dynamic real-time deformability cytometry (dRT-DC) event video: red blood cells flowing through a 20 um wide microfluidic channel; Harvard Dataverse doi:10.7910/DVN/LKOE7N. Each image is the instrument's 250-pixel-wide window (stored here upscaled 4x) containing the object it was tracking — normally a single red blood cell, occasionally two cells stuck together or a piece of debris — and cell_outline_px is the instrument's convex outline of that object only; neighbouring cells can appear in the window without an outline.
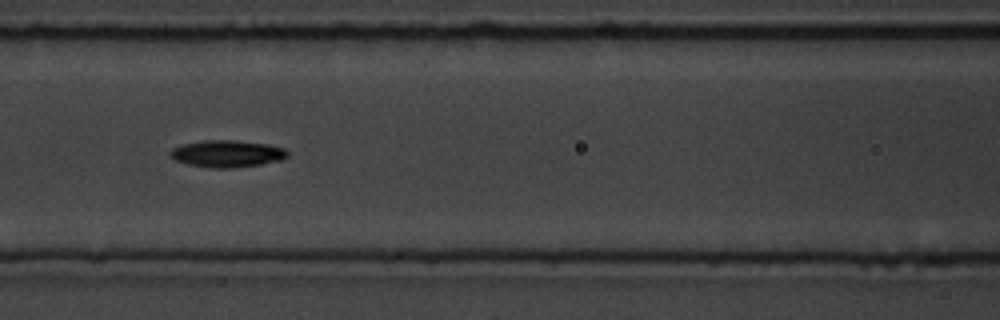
{"species": "common noctule bat (a hibernating species)", "species_latin": "Nyctalus noctula", "temperature_condition": "room temperature", "stored_images_in_passage": 11, "camera_frame_rate_fps": 3000, "um_per_image_px": 0.085, "animal": {"sex": "male", "body_mass_g": 19.5, "forearm_length_mm": 54.6}, "frame": {"image": 1, "passage_image": 7, "time_ms": 7.0, "image_size_px": [1000, 320], "cell_outline_px": [[288, 156], [280, 160], [260, 164], [228, 168], [212, 168], [188, 164], [176, 160], [168, 152], [172, 148], [184, 144], [204, 140], [236, 140], [268, 144], [284, 148], [288, 152]], "centroid_in_image_um": [19.31, 13.05], "position_along_channel_um": 147.3, "area_um2": 18.26}}
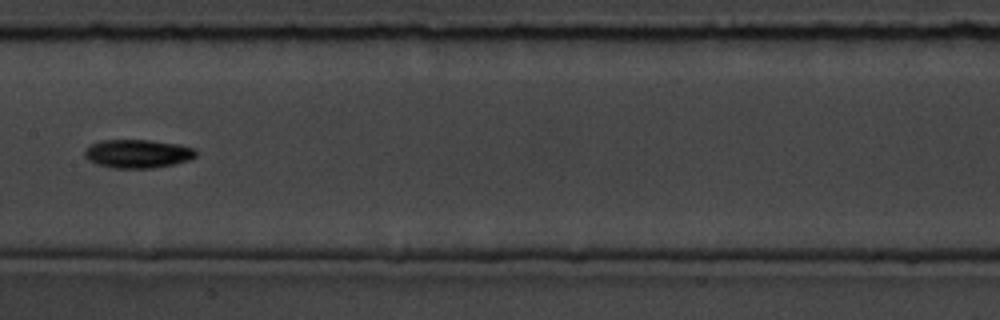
{"frame": {"image": 2, "passage_image": 8, "time_ms": 8.333, "image_size_px": [1000, 320], "cell_outline_px": [[196, 156], [192, 160], [152, 168], [112, 168], [96, 164], [88, 160], [84, 156], [84, 152], [92, 144], [100, 140], [148, 140], [180, 144], [192, 148], [196, 152]], "centroid_in_image_um": [11.7, 13.07], "position_along_channel_um": 195.7, "area_um2": 18.5}}
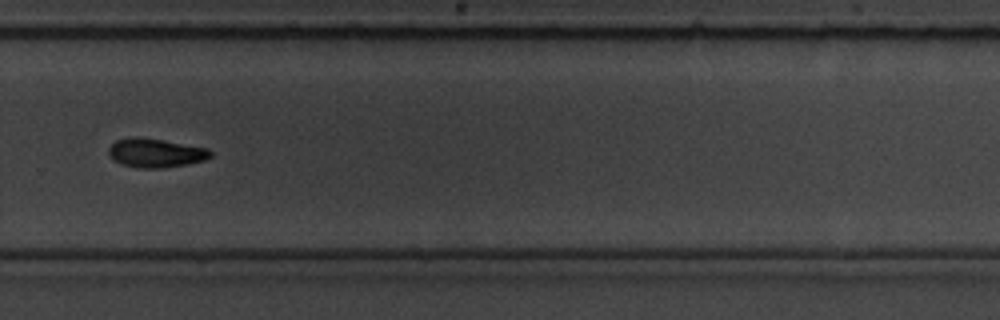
{"frame": {"image": 3, "passage_image": 11, "time_ms": 11.667, "image_size_px": [1000, 320], "cell_outline_px": [[212, 156], [204, 160], [188, 164], [160, 168], [140, 168], [120, 164], [112, 160], [108, 156], [108, 148], [116, 140], [160, 140], [208, 148], [212, 152]], "centroid_in_image_um": [13.25, 13.05], "position_along_channel_um": 316.6, "area_um2": 16.53}}